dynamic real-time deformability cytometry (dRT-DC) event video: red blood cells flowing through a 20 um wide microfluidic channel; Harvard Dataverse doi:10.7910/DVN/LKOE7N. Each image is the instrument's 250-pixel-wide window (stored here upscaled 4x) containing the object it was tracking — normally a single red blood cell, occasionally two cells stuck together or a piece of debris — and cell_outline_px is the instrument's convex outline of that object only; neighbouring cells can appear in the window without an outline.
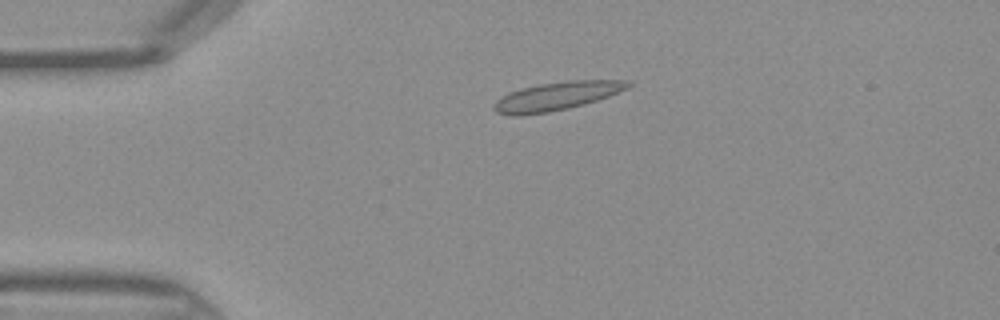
{"species": "Egyptian fruit bat (a non-hibernating species)", "species_latin": "Rousettus aegyptiacus", "temperature_condition": "warm", "stored_images_in_passage": 38, "camera_frame_rate_fps": 3000, "um_per_image_px": 0.085, "frame": {"image": 1, "passage_image": 3, "time_ms": 0.667, "image_size_px": [1000, 320], "cell_outline_px": [[632, 84], [628, 88], [608, 96], [584, 104], [568, 108], [548, 112], [520, 116], [512, 116], [496, 112], [492, 108], [492, 104], [500, 96], [508, 92], [520, 88], [540, 84], [568, 80], [628, 80]], "centroid_in_image_um": [47.25, 8.17], "position_along_channel_um": 37.7, "area_um2": 22.31}}
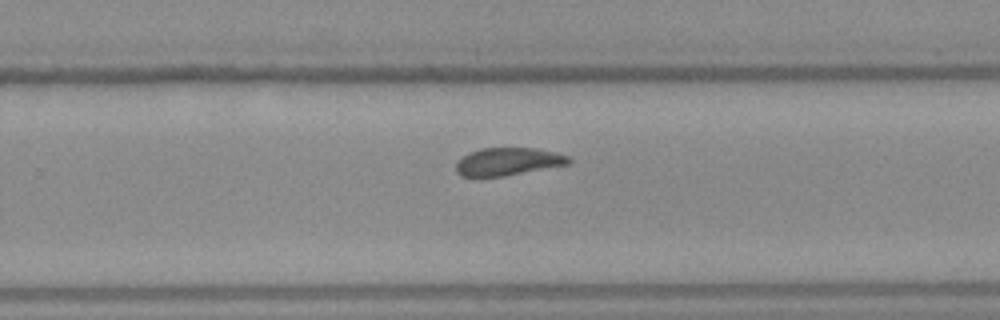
{"frame": {"image": 2, "passage_image": 22, "time_ms": 7.0, "image_size_px": [1000, 320], "cell_outline_px": [[572, 164], [504, 176], [460, 176], [456, 172], [456, 160], [468, 152], [480, 148], [536, 148], [556, 152], [568, 156], [572, 160]], "centroid_in_image_um": [43.19, 13.73], "position_along_channel_um": 286.6, "area_um2": 18.5}}
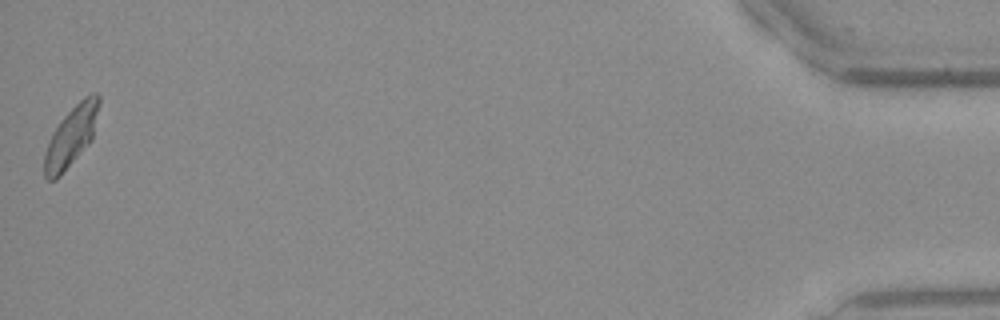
{"frame": {"image": 3, "passage_image": 38, "time_ms": 12.333, "image_size_px": [1000, 320], "cell_outline_px": [[100, 104], [92, 140], [60, 176], [56, 180], [48, 180], [44, 176], [44, 156], [52, 132], [60, 120], [84, 96], [92, 92], [96, 92], [100, 96]], "centroid_in_image_um": [6.07, 11.56], "position_along_channel_um": 429.1, "area_um2": 19.13}}